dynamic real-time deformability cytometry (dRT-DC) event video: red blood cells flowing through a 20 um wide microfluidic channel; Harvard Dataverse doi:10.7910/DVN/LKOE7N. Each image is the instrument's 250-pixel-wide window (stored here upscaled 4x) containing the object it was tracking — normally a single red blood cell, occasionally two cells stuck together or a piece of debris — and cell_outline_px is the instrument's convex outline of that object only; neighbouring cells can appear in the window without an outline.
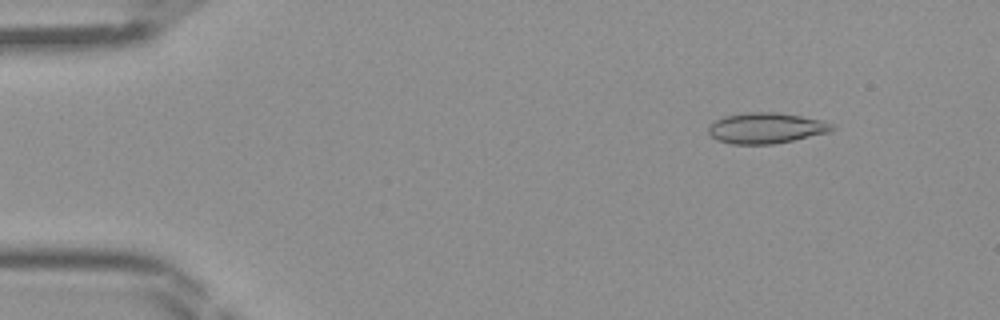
{"species": "Egyptian fruit bat (a non-hibernating species)", "species_latin": "Rousettus aegyptiacus", "temperature_condition": "room temperature", "stored_images_in_passage": 44, "camera_frame_rate_fps": 3000, "um_per_image_px": 0.085, "frame": {"image": 1, "passage_image": 5, "time_ms": 1.333, "image_size_px": [1000, 320], "cell_outline_px": [[836, 128], [832, 132], [772, 144], [732, 144], [716, 140], [708, 132], [708, 128], [716, 120], [724, 116], [748, 112], [776, 112], [824, 120], [836, 124]], "centroid_in_image_um": [65.18, 10.88], "position_along_channel_um": 19.8, "area_um2": 22.25}}
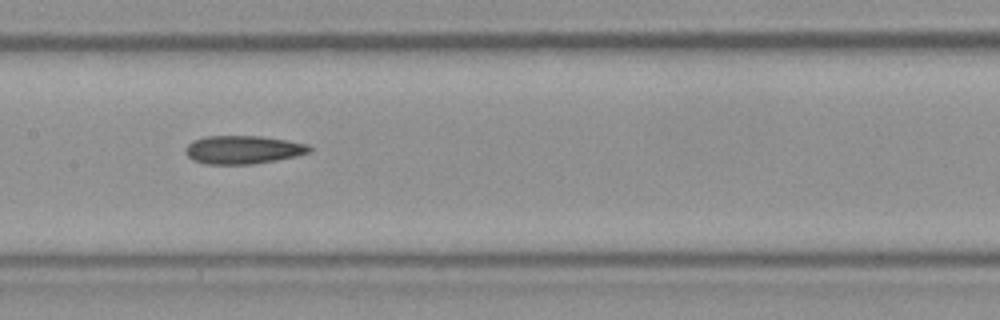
{"frame": {"image": 2, "passage_image": 22, "time_ms": 7.0, "image_size_px": [1000, 320], "cell_outline_px": [[312, 152], [296, 156], [276, 160], [252, 164], [204, 164], [192, 160], [184, 152], [184, 148], [192, 140], [204, 136], [260, 136], [288, 140], [308, 144], [312, 148]], "centroid_in_image_um": [20.64, 12.72], "position_along_channel_um": 186.8, "area_um2": 20.69}}
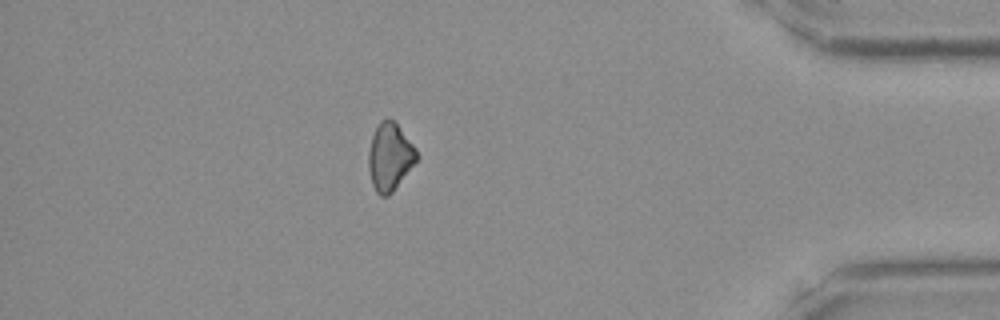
{"frame": {"image": 3, "passage_image": 39, "time_ms": 12.667, "image_size_px": [1000, 320], "cell_outline_px": [[420, 156], [392, 192], [388, 196], [380, 196], [376, 192], [372, 184], [368, 168], [368, 152], [372, 136], [380, 120], [388, 116], [396, 124], [416, 148]], "centroid_in_image_um": [33.12, 13.33], "position_along_channel_um": 402.1, "area_um2": 18.9}}